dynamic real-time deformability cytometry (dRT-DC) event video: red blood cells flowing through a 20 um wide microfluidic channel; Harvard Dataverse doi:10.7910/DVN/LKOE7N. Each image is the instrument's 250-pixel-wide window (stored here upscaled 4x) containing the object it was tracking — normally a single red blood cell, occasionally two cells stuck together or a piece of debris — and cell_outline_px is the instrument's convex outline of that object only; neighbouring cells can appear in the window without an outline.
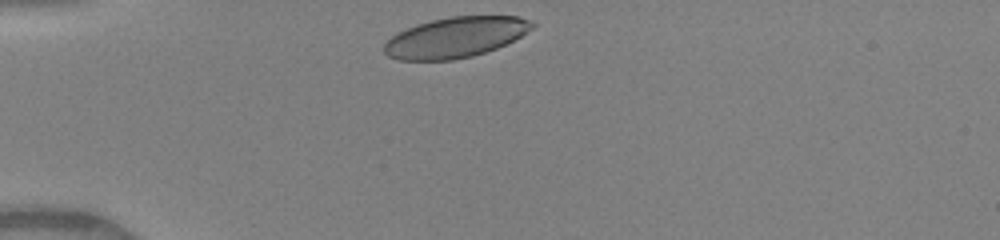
{"species": "human", "species_latin": "Homo sapiens", "temperature_condition": "warm", "stored_images_in_passage": 31, "camera_frame_rate_fps": 3000, "um_per_image_px": 0.085, "donor": {"sex": "female"}, "frame": {"image": 1, "passage_image": 1, "time_ms": 0.0, "image_size_px": [1000, 240], "cell_outline_px": [[536, 24], [532, 28], [520, 36], [496, 48], [472, 56], [452, 60], [400, 60], [388, 56], [384, 52], [384, 44], [396, 32], [416, 24], [432, 20], [452, 16], [520, 16], [532, 20]], "centroid_in_image_um": [38.7, 3.16], "position_along_channel_um": 46.3, "area_um2": 34.8}}
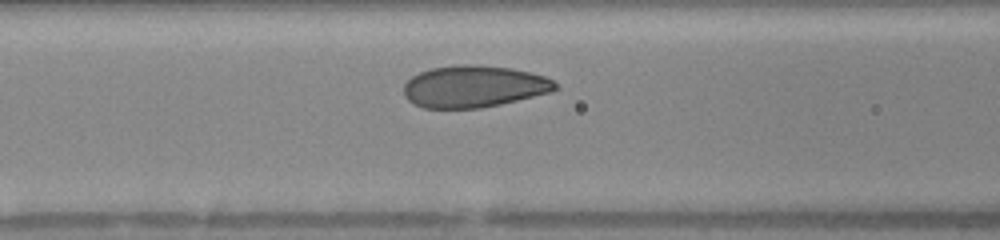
{"frame": {"image": 2, "passage_image": 9, "time_ms": 2.667, "image_size_px": [1000, 240], "cell_outline_px": [[560, 88], [552, 92], [500, 104], [480, 108], [424, 108], [412, 104], [404, 96], [404, 84], [412, 76], [420, 72], [432, 68], [460, 64], [476, 64], [512, 68], [544, 76], [552, 80]], "centroid_in_image_um": [40.27, 7.35], "position_along_channel_um": 126.3, "area_um2": 37.11}}
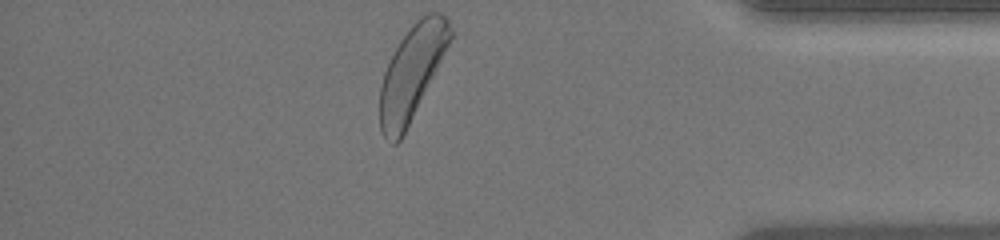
{"frame": {"image": 3, "passage_image": 31, "time_ms": 10.0, "image_size_px": [1000, 240], "cell_outline_px": [[452, 36], [400, 140], [396, 144], [392, 144], [380, 132], [380, 84], [384, 72], [400, 40], [412, 24], [420, 16], [428, 12], [440, 12], [448, 20], [452, 28]], "centroid_in_image_um": [34.97, 6.13], "position_along_channel_um": 400.2, "area_um2": 37.17}, "authors_computed_cell_mechanics": {"area_um2": 36.992, "velocity_mm_per_s": 4.0718, "shape_relaxation_time_tau1_ms": 2.7282, "shape_relaxation_time_tau2_ms": 0.6839, "deformation_change_tau1": 0.1227, "deformation_change_tau2": 0.0523}}